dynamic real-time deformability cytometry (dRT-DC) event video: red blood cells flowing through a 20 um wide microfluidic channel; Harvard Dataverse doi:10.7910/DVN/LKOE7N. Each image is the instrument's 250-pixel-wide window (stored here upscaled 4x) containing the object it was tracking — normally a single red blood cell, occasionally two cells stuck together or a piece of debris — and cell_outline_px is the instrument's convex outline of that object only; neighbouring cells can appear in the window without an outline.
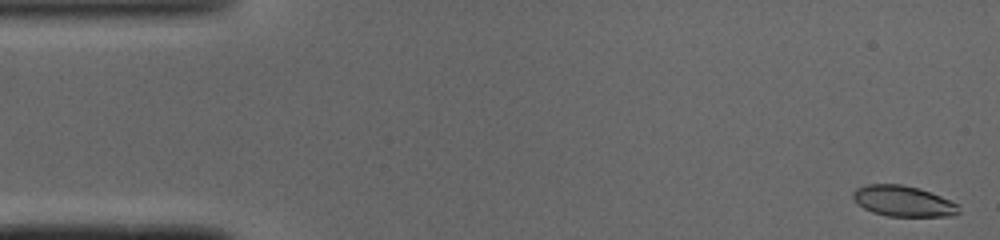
{"species": "common noctule bat (a hibernating species)", "species_latin": "Nyctalus noctula", "temperature_condition": "cold", "stored_images_in_passage": 49, "camera_frame_rate_fps": 3000, "um_per_image_px": 0.085, "animal": {"sex": "male", "body_mass_g": 19.0, "forearm_length_mm": 50.8}, "frame": {"image": 1, "passage_image": 1, "time_ms": 0.0, "image_size_px": [1000, 240], "cell_outline_px": [[960, 212], [956, 216], [888, 216], [872, 212], [856, 204], [852, 196], [852, 192], [856, 188], [868, 184], [900, 184], [920, 188], [960, 204]], "centroid_in_image_um": [76.79, 17.1], "position_along_channel_um": 8.2, "area_um2": 19.19}}
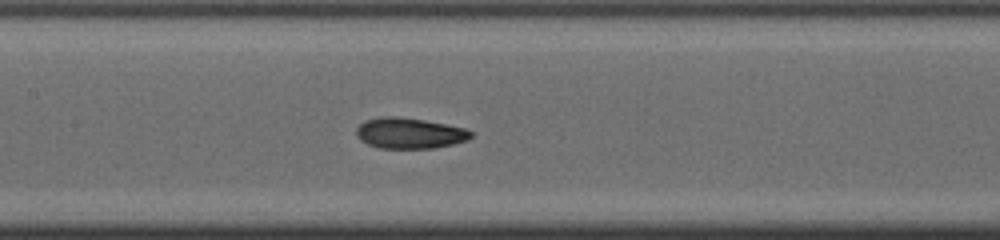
{"frame": {"image": 2, "passage_image": 22, "time_ms": 7.0, "image_size_px": [1000, 240], "cell_outline_px": [[472, 136], [468, 140], [436, 148], [380, 148], [368, 144], [360, 140], [356, 136], [356, 128], [360, 124], [368, 120], [384, 116], [396, 116], [424, 120], [464, 128], [472, 132]], "centroid_in_image_um": [34.8, 11.33], "position_along_channel_um": 172.6, "area_um2": 20.4}}
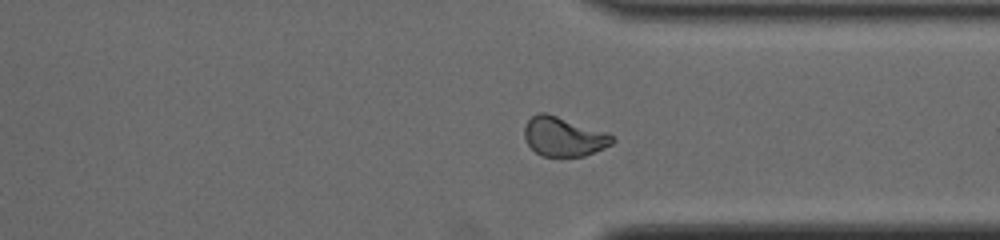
{"frame": {"image": 3, "passage_image": 36, "time_ms": 11.667, "image_size_px": [1000, 240], "cell_outline_px": [[616, 140], [612, 144], [604, 148], [584, 156], [544, 156], [536, 152], [528, 144], [524, 136], [524, 128], [528, 120], [536, 112], [548, 112], [608, 132]], "centroid_in_image_um": [47.92, 11.58], "position_along_channel_um": 363.5, "area_um2": 20.35}, "authors_computed_cell_mechanics": {"area_um2": 20.1722, "velocity_mm_per_s": 4.0962, "shape_relaxation_time_tau1_ms": 7.0171, "shape_relaxation_time_tau2_ms": 2.2372, "deformation_change_tau1": 0.1979, "deformation_change_tau2": 0.0692}}